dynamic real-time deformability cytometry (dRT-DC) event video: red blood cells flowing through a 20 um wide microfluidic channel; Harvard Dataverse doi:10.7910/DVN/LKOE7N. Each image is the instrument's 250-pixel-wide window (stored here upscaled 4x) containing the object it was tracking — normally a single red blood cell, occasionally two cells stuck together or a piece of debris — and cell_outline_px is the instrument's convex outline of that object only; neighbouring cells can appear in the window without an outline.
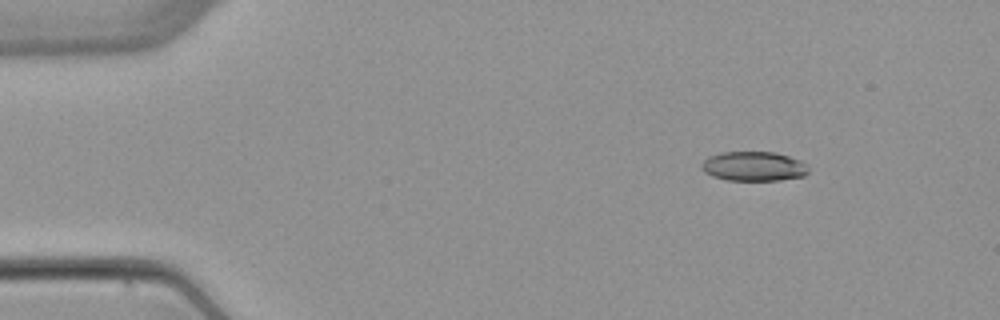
{"species": "common noctule bat (a hibernating species)", "species_latin": "Nyctalus noctula", "temperature_condition": "warm", "stored_images_in_passage": 4, "camera_frame_rate_fps": 3000, "um_per_image_px": 0.085, "animal": {"sex": "female", "body_mass_g": 22.7, "forearm_length_mm": 54.2}, "frame": {"image": 1, "passage_image": 2, "time_ms": 1.333, "image_size_px": [1000, 320], "cell_outline_px": [[808, 172], [804, 176], [780, 180], [724, 180], [712, 176], [704, 172], [700, 168], [700, 164], [708, 156], [720, 152], [776, 152], [800, 160], [808, 164]], "centroid_in_image_um": [64.04, 14.13], "position_along_channel_um": 21.0, "area_um2": 18.61}}